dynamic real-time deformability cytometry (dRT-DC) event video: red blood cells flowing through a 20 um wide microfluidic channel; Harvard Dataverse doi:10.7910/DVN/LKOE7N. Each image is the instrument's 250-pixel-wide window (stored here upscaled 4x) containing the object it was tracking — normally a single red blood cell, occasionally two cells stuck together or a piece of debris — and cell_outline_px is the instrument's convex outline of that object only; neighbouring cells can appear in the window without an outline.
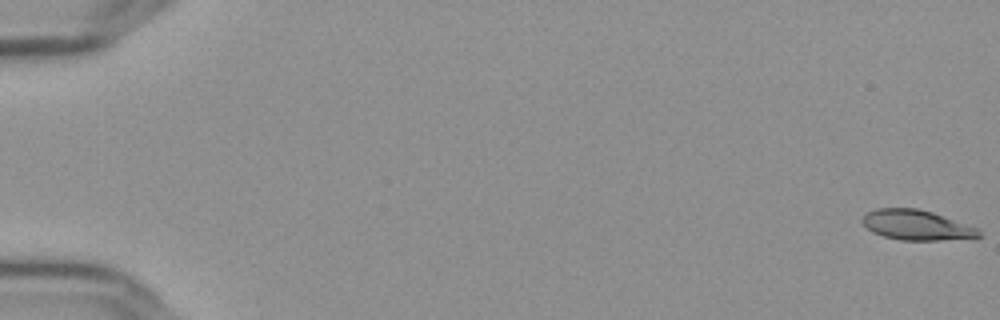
{"species": "Egyptian fruit bat (a non-hibernating species)", "species_latin": "Rousettus aegyptiacus", "temperature_condition": "cold", "stored_images_in_passage": 57, "camera_frame_rate_fps": 3000, "um_per_image_px": 0.085, "frame": {"image": 1, "passage_image": 1, "time_ms": 0.0, "image_size_px": [1000, 320], "cell_outline_px": [[980, 236], [976, 240], [900, 240], [884, 236], [872, 232], [860, 220], [868, 212], [876, 208], [916, 208], [932, 212], [976, 228], [980, 232]], "centroid_in_image_um": [77.94, 19.15], "position_along_channel_um": 7.1, "area_um2": 20.46}}
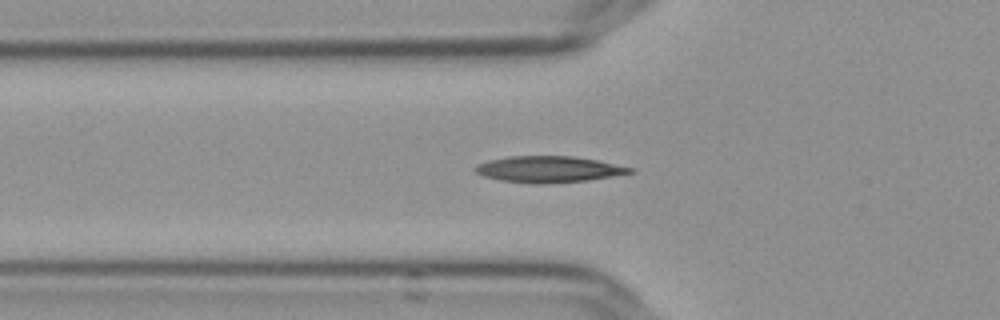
{"frame": {"image": 2, "passage_image": 21, "time_ms": 6.667, "image_size_px": [1000, 320], "cell_outline_px": [[636, 172], [588, 180], [544, 184], [532, 184], [500, 180], [484, 176], [476, 172], [472, 168], [476, 164], [492, 160], [512, 156], [572, 156], [596, 160], [636, 168]], "centroid_in_image_um": [46.66, 14.39], "position_along_channel_um": 79.1, "area_um2": 23.7}}
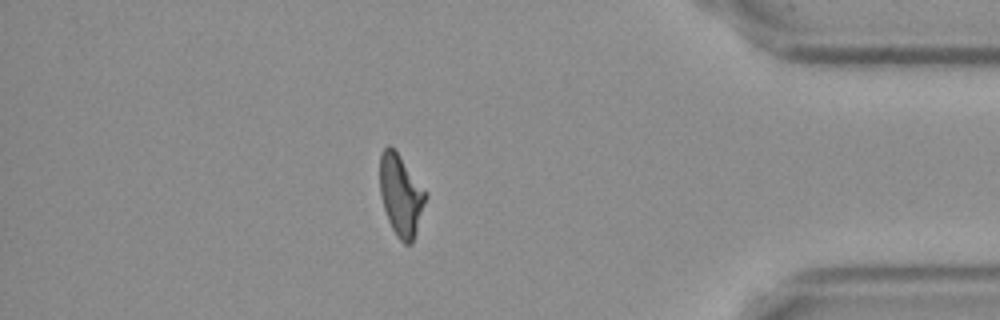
{"frame": {"image": 3, "passage_image": 50, "time_ms": 16.333, "image_size_px": [1000, 320], "cell_outline_px": [[428, 196], [412, 244], [404, 244], [396, 236], [388, 220], [380, 196], [380, 152], [388, 144], [396, 152]], "centroid_in_image_um": [34.05, 16.64], "position_along_channel_um": 401.1, "area_um2": 21.27}, "authors_computed_cell_mechanics": {"area_um2": 21.675, "velocity_mm_per_s": 3.652, "shape_relaxation_time_tau1_ms": null, "shape_relaxation_time_tau2_ms": 2.8625, "deformation_change_tau1": null, "deformation_change_tau2": 0.1092}}